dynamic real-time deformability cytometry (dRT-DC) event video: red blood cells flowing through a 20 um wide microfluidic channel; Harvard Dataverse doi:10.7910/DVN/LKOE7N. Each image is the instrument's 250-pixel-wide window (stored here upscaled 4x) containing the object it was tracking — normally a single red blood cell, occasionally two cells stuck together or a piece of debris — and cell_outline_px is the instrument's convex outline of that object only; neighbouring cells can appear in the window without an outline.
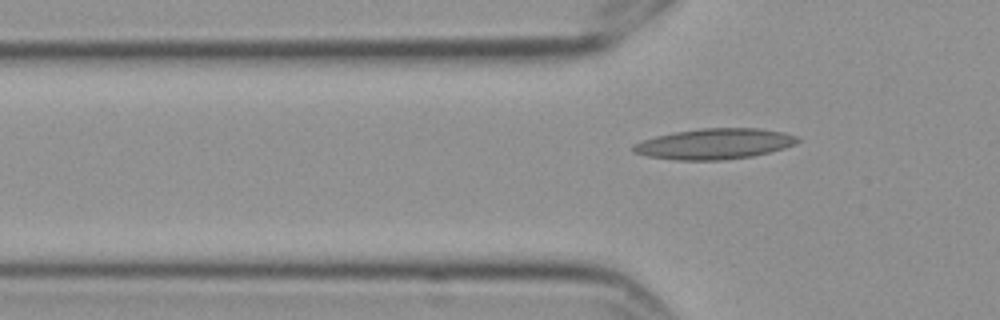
{"species": "Egyptian fruit bat (a non-hibernating species)", "species_latin": "Rousettus aegyptiacus", "temperature_condition": "cold", "stored_images_in_passage": 6, "camera_frame_rate_fps": 3000, "um_per_image_px": 0.085, "frame": {"image": 1, "passage_image": 6, "time_ms": 1.667, "image_size_px": [1000, 320], "cell_outline_px": [[800, 140], [796, 144], [784, 148], [752, 156], [724, 160], [676, 160], [648, 156], [632, 152], [632, 144], [656, 136], [676, 132], [700, 128], [760, 128], [784, 132], [796, 136]], "centroid_in_image_um": [60.74, 12.22], "position_along_channel_um": 65.1, "area_um2": 29.3}}